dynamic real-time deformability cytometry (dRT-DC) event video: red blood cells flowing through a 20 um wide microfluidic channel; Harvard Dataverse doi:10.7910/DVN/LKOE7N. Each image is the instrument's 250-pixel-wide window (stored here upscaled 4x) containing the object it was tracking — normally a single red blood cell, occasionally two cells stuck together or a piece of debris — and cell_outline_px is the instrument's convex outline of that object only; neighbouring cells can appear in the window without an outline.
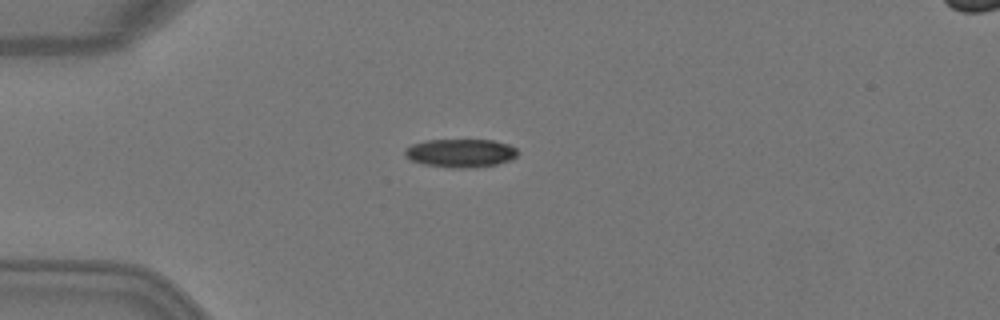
{"species": "Egyptian fruit bat (a non-hibernating species)", "species_latin": "Rousettus aegyptiacus", "temperature_condition": "warm", "stored_images_in_passage": 3, "camera_frame_rate_fps": 3000, "um_per_image_px": 0.085, "animal": {"sex": "female"}, "frame": {"image": 1, "passage_image": 2, "time_ms": 0.333, "image_size_px": [1000, 320], "cell_outline_px": [[520, 152], [512, 160], [496, 164], [464, 168], [460, 168], [424, 164], [412, 160], [404, 156], [404, 148], [412, 144], [424, 140], [492, 140], [508, 144], [516, 148]], "centroid_in_image_um": [39.15, 12.99], "position_along_channel_um": 45.9, "area_um2": 18.61}}